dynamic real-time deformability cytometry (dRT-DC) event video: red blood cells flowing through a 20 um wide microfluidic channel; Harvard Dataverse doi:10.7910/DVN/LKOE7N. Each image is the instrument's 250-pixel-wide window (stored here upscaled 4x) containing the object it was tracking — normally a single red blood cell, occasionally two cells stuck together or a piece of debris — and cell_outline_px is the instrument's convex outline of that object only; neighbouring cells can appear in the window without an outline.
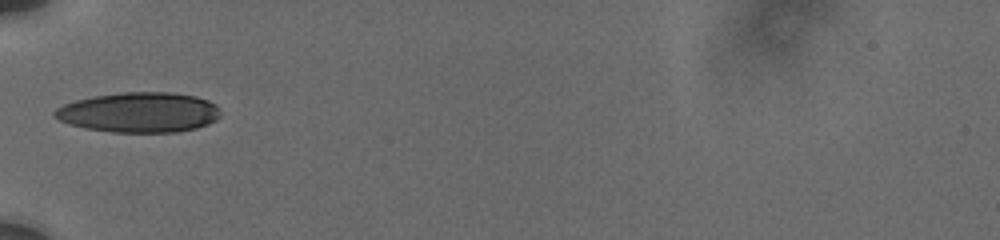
{"species": "human", "species_latin": "Homo sapiens", "temperature_condition": "cold", "stored_images_in_passage": 27, "camera_frame_rate_fps": 3000, "um_per_image_px": 0.085, "donor": {"sex": "male"}, "frame": {"image": 1, "passage_image": 1, "time_ms": 0.0, "image_size_px": [1000, 240], "cell_outline_px": [[220, 116], [216, 120], [208, 124], [196, 128], [176, 132], [112, 132], [84, 128], [68, 124], [60, 120], [52, 112], [56, 108], [64, 104], [76, 100], [92, 96], [120, 92], [168, 92], [196, 96], [208, 100], [216, 104], [220, 112]], "centroid_in_image_um": [11.83, 9.55], "position_along_channel_um": 73.2, "area_um2": 38.9}}
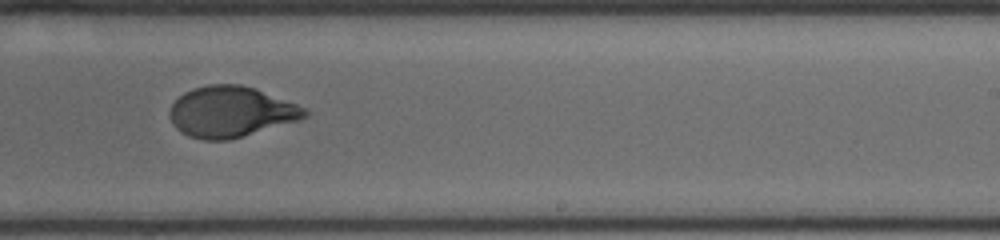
{"frame": {"image": 2, "passage_image": 13, "time_ms": 5.333, "image_size_px": [1000, 240], "cell_outline_px": [[308, 116], [300, 120], [228, 140], [204, 140], [188, 136], [180, 132], [172, 124], [168, 116], [168, 108], [184, 92], [192, 88], [208, 84], [240, 84], [256, 88], [308, 108]], "centroid_in_image_um": [19.61, 9.5], "position_along_channel_um": 269.4, "area_um2": 40.4}}
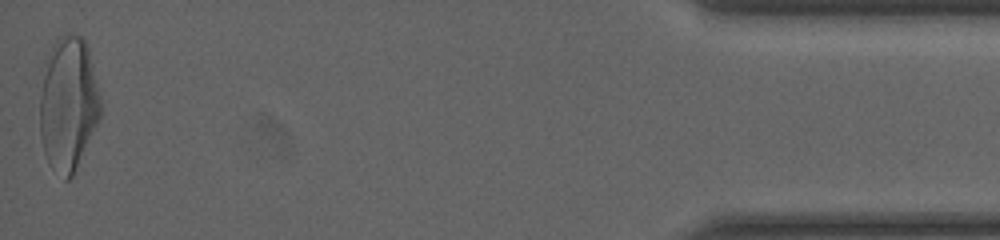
{"frame": {"image": 3, "passage_image": 27, "time_ms": 11.667, "image_size_px": [1000, 240], "cell_outline_px": [[100, 116], [72, 176], [68, 180], [64, 180], [48, 160], [44, 152], [40, 132], [40, 96], [44, 60], [56, 40], [60, 36], [68, 32], [80, 36], [84, 40], [88, 48], [100, 96]], "centroid_in_image_um": [5.78, 8.77], "position_along_channel_um": 429.4, "area_um2": 46.93}, "authors_computed_cell_mechanics": {"area_um2": 40.1132, "velocity_mm_per_s": 3.7158, "shape_relaxation_time_tau1_ms": 4.3065, "shape_relaxation_time_tau2_ms": 0.6479, "deformation_change_tau1": 0.1847, "deformation_change_tau2": 0.0532}}